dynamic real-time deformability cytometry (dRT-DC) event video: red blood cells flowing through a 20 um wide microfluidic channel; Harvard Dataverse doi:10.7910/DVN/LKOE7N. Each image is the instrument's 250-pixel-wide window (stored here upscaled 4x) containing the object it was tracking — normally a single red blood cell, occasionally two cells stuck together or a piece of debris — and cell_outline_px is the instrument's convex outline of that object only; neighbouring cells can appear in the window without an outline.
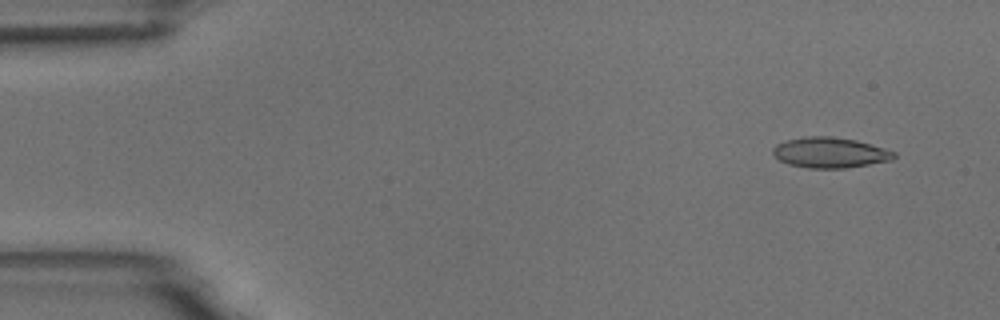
{"species": "common noctule bat (a hibernating species)", "species_latin": "Nyctalus noctula", "temperature_condition": "room temperature", "stored_images_in_passage": 4, "camera_frame_rate_fps": 3000, "um_per_image_px": 0.085, "animal": {"sex": "male", "body_mass_g": 18.8}, "frame": {"image": 1, "passage_image": 1, "time_ms": 0.0, "image_size_px": [1000, 320], "cell_outline_px": [[896, 156], [892, 160], [844, 168], [808, 168], [788, 164], [772, 156], [772, 148], [776, 144], [788, 140], [804, 136], [832, 136], [856, 140], [884, 148], [896, 152]], "centroid_in_image_um": [70.52, 12.96], "position_along_channel_um": 14.5, "area_um2": 21.56}}
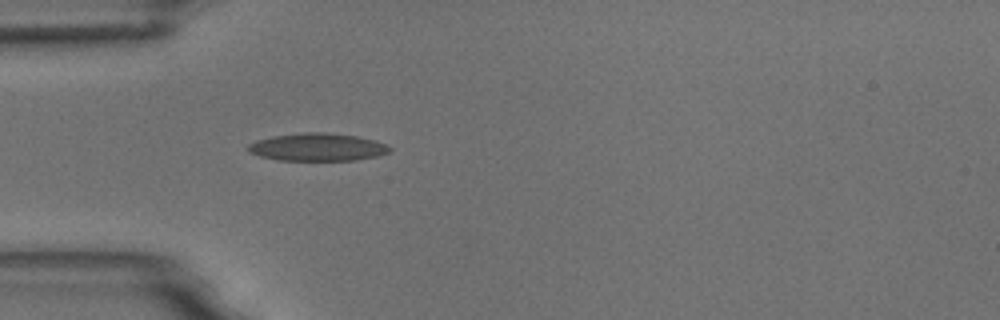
{"frame": {"image": 2, "passage_image": 4, "time_ms": 4.0, "image_size_px": [1000, 320], "cell_outline_px": [[392, 148], [388, 152], [376, 156], [356, 160], [280, 160], [260, 156], [248, 152], [248, 144], [256, 140], [272, 136], [308, 132], [324, 132], [356, 136], [376, 140]], "centroid_in_image_um": [26.97, 12.5], "position_along_channel_um": 58.0, "area_um2": 22.72}}